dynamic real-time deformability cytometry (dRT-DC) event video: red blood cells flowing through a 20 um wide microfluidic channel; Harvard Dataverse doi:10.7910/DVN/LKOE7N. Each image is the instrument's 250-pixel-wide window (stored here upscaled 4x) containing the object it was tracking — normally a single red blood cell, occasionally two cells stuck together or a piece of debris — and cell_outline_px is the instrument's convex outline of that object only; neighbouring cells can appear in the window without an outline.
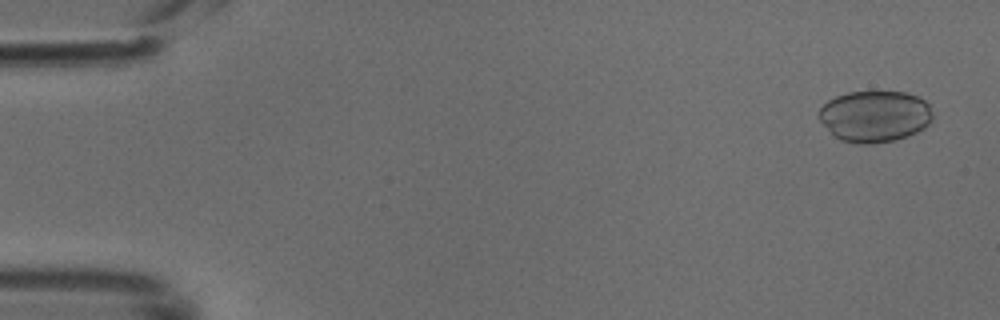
{"species": "common noctule bat (a hibernating species)", "species_latin": "Nyctalus noctula", "temperature_condition": "cold", "stored_images_in_passage": 49, "camera_frame_rate_fps": 3000, "um_per_image_px": 0.085, "animal": {"sex": "male", "body_mass_g": 18.8}, "frame": {"image": 1, "passage_image": 2, "time_ms": 0.333, "image_size_px": [1000, 320], "cell_outline_px": [[932, 120], [924, 128], [908, 136], [896, 140], [872, 144], [856, 144], [840, 140], [820, 120], [820, 108], [828, 100], [836, 96], [848, 92], [904, 92], [916, 96], [924, 100], [928, 104], [932, 112]], "centroid_in_image_um": [74.38, 9.89], "position_along_channel_um": 10.6, "area_um2": 33.93}}
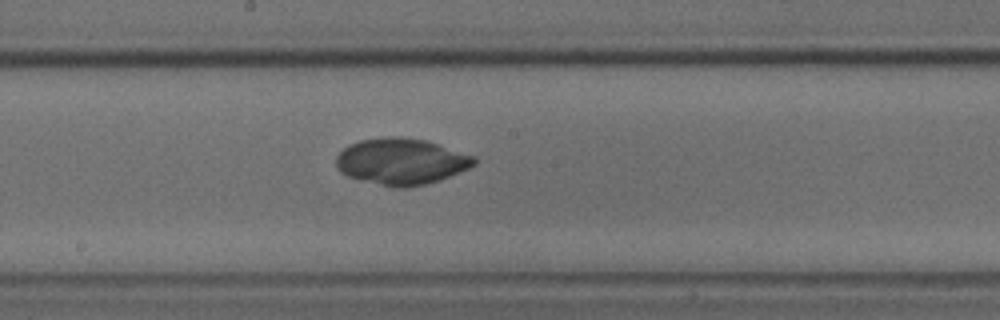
{"frame": {"image": 2, "passage_image": 26, "time_ms": 8.333, "image_size_px": [1000, 320], "cell_outline_px": [[476, 164], [468, 168], [440, 180], [428, 184], [408, 188], [392, 188], [348, 176], [340, 172], [336, 168], [336, 156], [348, 144], [360, 140], [384, 136], [400, 136], [424, 140], [476, 156]], "centroid_in_image_um": [34.09, 13.73], "position_along_channel_um": 214.1, "area_um2": 37.51}}
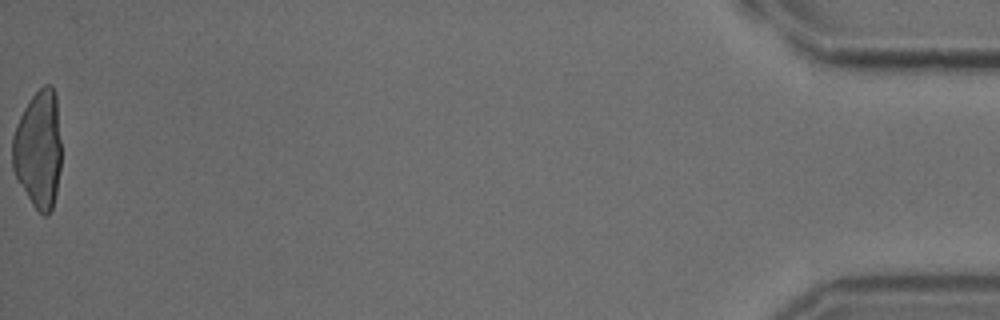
{"frame": {"image": 3, "passage_image": 49, "time_ms": 16.0, "image_size_px": [1000, 320], "cell_outline_px": [[60, 168], [56, 192], [52, 208], [48, 216], [44, 216], [32, 204], [16, 176], [12, 168], [12, 136], [16, 124], [24, 108], [32, 96], [44, 84], [52, 84], [56, 96], [60, 140]], "centroid_in_image_um": [3.26, 12.67], "position_along_channel_um": 431.9, "area_um2": 33.47}}